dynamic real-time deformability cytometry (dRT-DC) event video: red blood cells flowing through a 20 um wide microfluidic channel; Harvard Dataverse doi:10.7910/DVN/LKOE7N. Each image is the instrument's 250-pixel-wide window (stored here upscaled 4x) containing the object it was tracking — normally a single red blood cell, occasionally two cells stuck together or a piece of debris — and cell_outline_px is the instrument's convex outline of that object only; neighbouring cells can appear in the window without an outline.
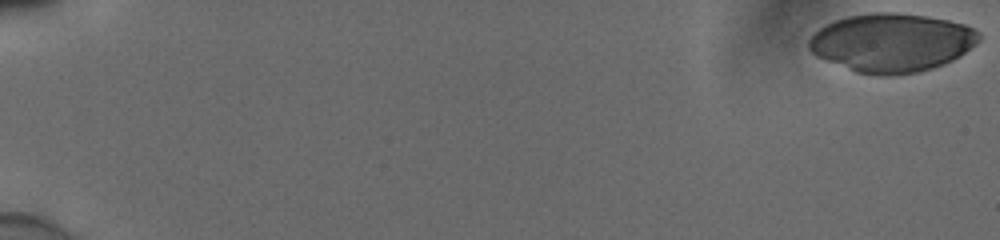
{"species": "human", "species_latin": "Homo sapiens", "temperature_condition": "cold", "stored_images_in_passage": 55, "camera_frame_rate_fps": 3000, "um_per_image_px": 0.085, "donor": {"sex": "male"}, "frame": {"image": 1, "passage_image": 1, "time_ms": 0.0, "image_size_px": [1000, 240], "cell_outline_px": [[980, 40], [976, 44], [960, 56], [944, 64], [932, 68], [916, 72], [888, 76], [880, 76], [856, 72], [816, 56], [808, 48], [808, 40], [824, 24], [848, 16], [872, 12], [896, 12], [924, 16], [948, 20], [964, 24], [980, 32]], "centroid_in_image_um": [75.8, 3.62], "position_along_channel_um": 9.2, "area_um2": 58.03}}
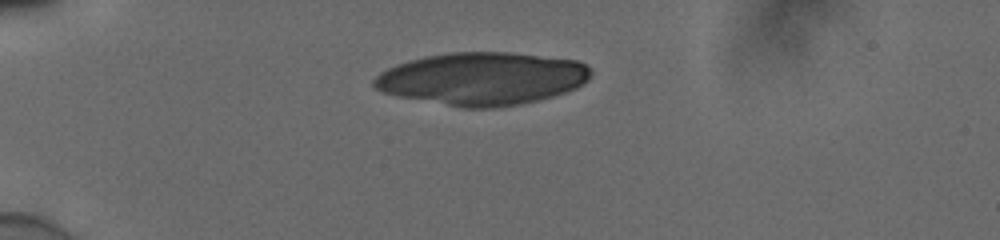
{"frame": {"image": 2, "passage_image": 16, "time_ms": 5.0, "image_size_px": [1000, 240], "cell_outline_px": [[592, 72], [588, 80], [584, 84], [576, 88], [552, 96], [520, 104], [492, 108], [464, 108], [400, 96], [384, 92], [376, 88], [372, 84], [372, 80], [380, 72], [396, 64], [408, 60], [424, 56], [452, 52], [508, 52], [576, 60], [584, 64]], "centroid_in_image_um": [40.97, 6.68], "position_along_channel_um": 44.0, "area_um2": 66.3}}